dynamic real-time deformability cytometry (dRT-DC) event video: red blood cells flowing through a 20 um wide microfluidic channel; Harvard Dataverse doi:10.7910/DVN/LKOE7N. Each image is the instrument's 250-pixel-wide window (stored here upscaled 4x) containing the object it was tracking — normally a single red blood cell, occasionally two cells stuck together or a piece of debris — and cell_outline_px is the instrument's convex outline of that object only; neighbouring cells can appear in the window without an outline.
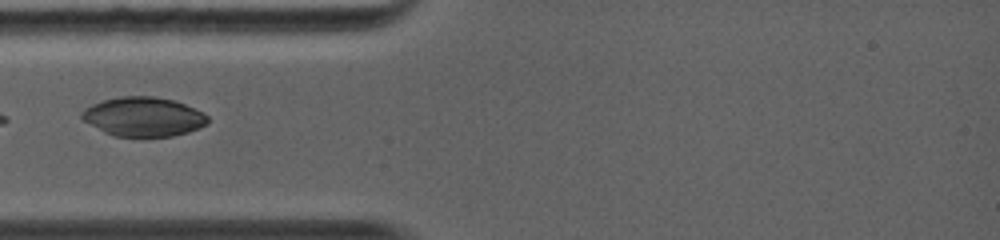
{"species": "common noctule bat (a hibernating species)", "species_latin": "Nyctalus noctula", "temperature_condition": "warm", "stored_images_in_passage": 15, "camera_frame_rate_fps": 5000, "um_per_image_px": 0.085, "animal": {"sex": "female", "body_mass_g": 19.0, "forearm_length_mm": 56.7}, "frame": {"image": 1, "passage_image": 1, "time_ms": 0.0, "image_size_px": [1000, 240], "cell_outline_px": [[208, 124], [200, 128], [188, 132], [172, 136], [116, 136], [104, 132], [84, 120], [80, 116], [80, 112], [84, 108], [92, 104], [104, 100], [120, 96], [156, 96], [172, 100], [184, 104], [208, 116]], "centroid_in_image_um": [12.18, 9.92], "position_along_channel_um": 72.8, "area_um2": 28.61}}
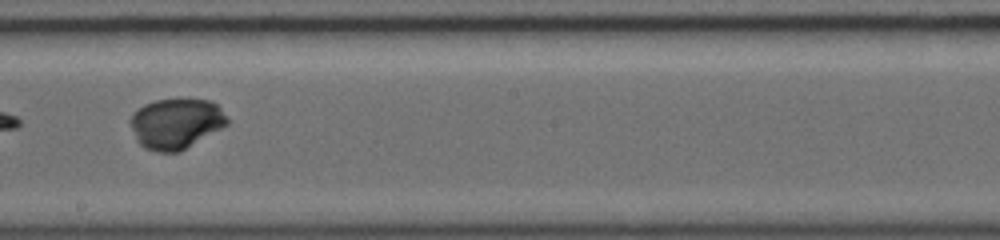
{"frame": {"image": 2, "passage_image": 7, "time_ms": 3.6, "image_size_px": [1000, 240], "cell_outline_px": [[228, 124], [180, 152], [156, 152], [144, 148], [136, 140], [132, 128], [132, 116], [144, 104], [156, 100], [212, 100], [220, 108], [228, 120]], "centroid_in_image_um": [14.97, 10.52], "position_along_channel_um": 233.2, "area_um2": 27.98}}